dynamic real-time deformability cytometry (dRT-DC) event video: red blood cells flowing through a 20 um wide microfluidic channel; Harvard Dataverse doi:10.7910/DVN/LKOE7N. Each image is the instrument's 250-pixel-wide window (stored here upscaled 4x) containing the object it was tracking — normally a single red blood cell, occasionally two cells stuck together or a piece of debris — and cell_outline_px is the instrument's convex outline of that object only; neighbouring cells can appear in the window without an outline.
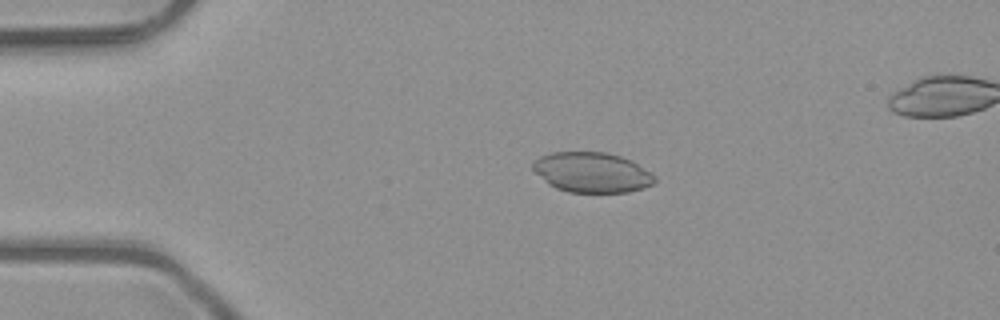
{"species": "common noctule bat (a hibernating species)", "species_latin": "Nyctalus noctula", "temperature_condition": "room temperature", "stored_images_in_passage": 6, "camera_frame_rate_fps": 3000, "um_per_image_px": 0.085, "animal": {"sex": "male", "body_mass_g": 23.1, "forearm_length_mm": 52.7}, "frame": {"image": 1, "passage_image": 4, "time_ms": 1.0, "image_size_px": [1000, 320], "cell_outline_px": [[656, 180], [652, 184], [644, 188], [628, 192], [568, 192], [556, 188], [548, 184], [532, 168], [532, 164], [540, 156], [552, 152], [608, 152], [632, 160], [656, 176]], "centroid_in_image_um": [50.33, 14.65], "position_along_channel_um": 34.7, "area_um2": 28.5}}